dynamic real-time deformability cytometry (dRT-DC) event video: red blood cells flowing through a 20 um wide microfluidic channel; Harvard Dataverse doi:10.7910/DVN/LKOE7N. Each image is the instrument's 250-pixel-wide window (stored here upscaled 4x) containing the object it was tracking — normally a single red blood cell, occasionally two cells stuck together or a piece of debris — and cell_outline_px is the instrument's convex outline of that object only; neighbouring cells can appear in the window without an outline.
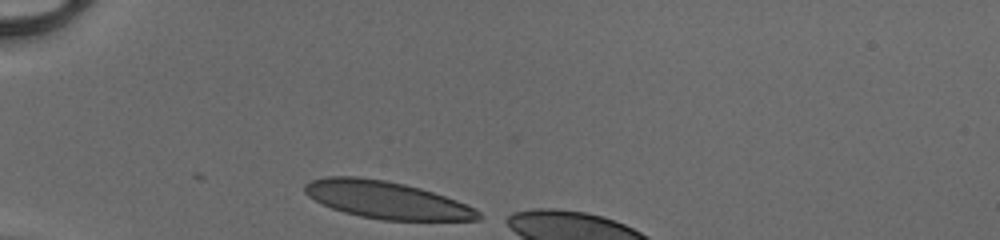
{"species": "human", "species_latin": "Homo sapiens", "temperature_condition": "cold", "stored_images_in_passage": 6, "camera_frame_rate_fps": 3000, "um_per_image_px": 0.085, "donor": {"sex": "male"}, "frame": {"image": 1, "passage_image": 1, "time_ms": 0.0, "image_size_px": [1000, 240], "cell_outline_px": [[484, 216], [480, 220], [380, 220], [360, 216], [344, 212], [332, 208], [308, 196], [304, 192], [304, 184], [312, 180], [328, 176], [356, 176], [384, 180], [404, 184], [420, 188], [456, 200], [480, 212]], "centroid_in_image_um": [32.84, 16.99], "position_along_channel_um": 52.2, "area_um2": 37.45}}